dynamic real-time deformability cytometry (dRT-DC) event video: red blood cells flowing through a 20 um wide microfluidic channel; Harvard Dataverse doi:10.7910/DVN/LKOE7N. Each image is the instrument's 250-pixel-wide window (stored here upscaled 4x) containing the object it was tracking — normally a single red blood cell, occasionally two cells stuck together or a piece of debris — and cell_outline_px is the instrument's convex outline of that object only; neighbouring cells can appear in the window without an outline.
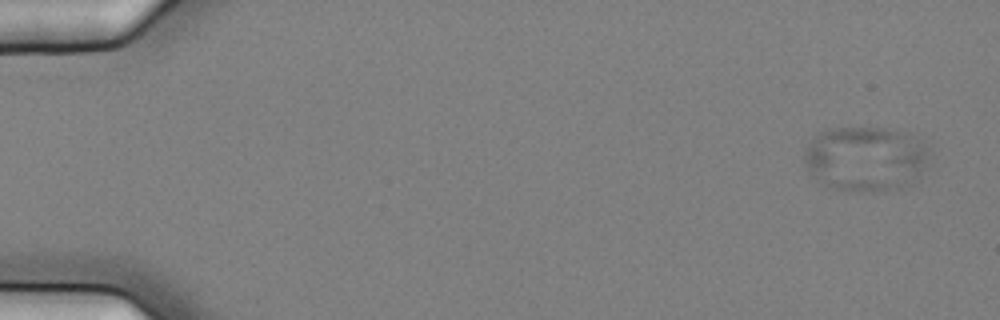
{"species": "common noctule bat (a hibernating species)", "species_latin": "Nyctalus noctula", "temperature_condition": "cold", "stored_images_in_passage": 5, "camera_frame_rate_fps": 3000, "um_per_image_px": 0.085, "animal": {"sex": "female", "body_mass_g": 25.1}, "frame": {"image": 1, "passage_image": 1, "time_ms": 0.0, "image_size_px": [1000, 320], "cell_outline_px": [[928, 152], [924, 168], [916, 180], [900, 188], [884, 192], [844, 192], [832, 188], [812, 176], [804, 160], [804, 152], [808, 144], [820, 132], [828, 128], [884, 128], [912, 132], [928, 148]], "centroid_in_image_um": [73.59, 13.5], "position_along_channel_um": 11.4, "area_um2": 47.86}}